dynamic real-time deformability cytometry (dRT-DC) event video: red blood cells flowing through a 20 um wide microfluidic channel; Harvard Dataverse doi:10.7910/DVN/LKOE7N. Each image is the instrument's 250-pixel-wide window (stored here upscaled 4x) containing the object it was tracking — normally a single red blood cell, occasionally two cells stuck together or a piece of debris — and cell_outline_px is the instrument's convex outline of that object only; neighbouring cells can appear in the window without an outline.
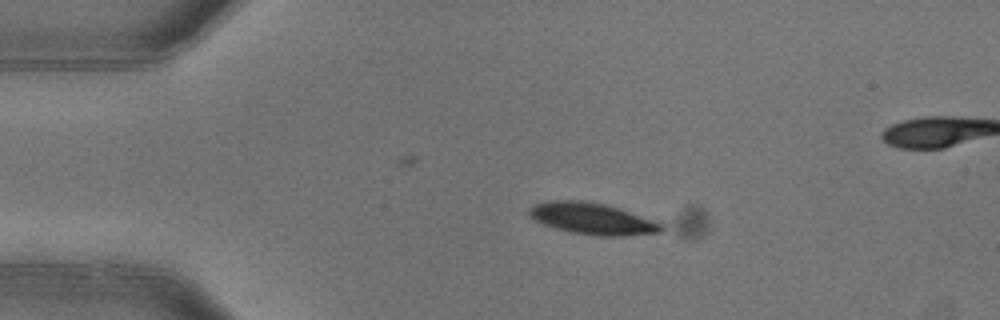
{"species": "common noctule bat (a hibernating species)", "species_latin": "Nyctalus noctula", "temperature_condition": "warm", "stored_images_in_passage": 4, "segment_of_instrument_passage": [1, 2], "camera_frame_rate_fps": 3000, "um_per_image_px": 0.085, "animal": {"sex": "female"}, "frame": {"image": 1, "passage_image": 2, "time_ms": 0.333, "image_size_px": [1000, 320], "cell_outline_px": [[664, 228], [660, 232], [620, 236], [600, 236], [572, 232], [556, 228], [544, 224], [528, 216], [528, 208], [536, 204], [548, 200], [584, 200], [604, 204], [664, 220]], "centroid_in_image_um": [50.45, 18.57], "position_along_channel_um": 34.5, "area_um2": 24.8}}